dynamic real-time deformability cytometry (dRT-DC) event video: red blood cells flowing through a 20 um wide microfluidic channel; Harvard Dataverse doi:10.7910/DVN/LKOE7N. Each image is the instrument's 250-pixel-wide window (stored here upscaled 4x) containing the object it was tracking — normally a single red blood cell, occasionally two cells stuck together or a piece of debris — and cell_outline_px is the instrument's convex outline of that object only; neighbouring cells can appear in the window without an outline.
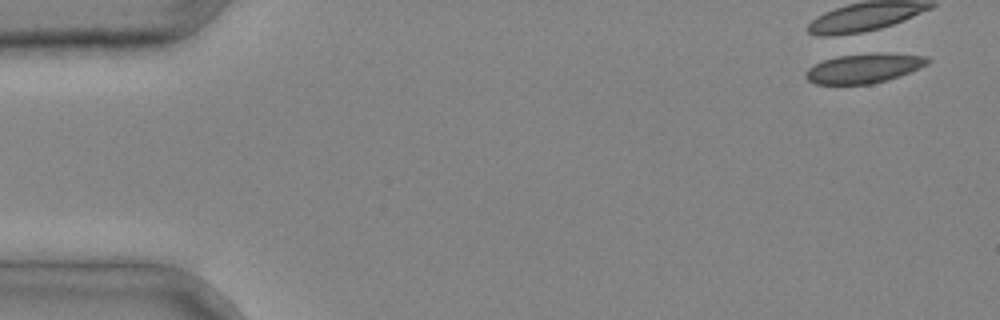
{"species": "common noctule bat (a hibernating species)", "species_latin": "Nyctalus noctula", "temperature_condition": "cold", "stored_images_in_passage": 4, "camera_frame_rate_fps": 3000, "um_per_image_px": 0.085, "animal": {"sex": "male", "body_mass_g": 20.4}, "frame": {"image": 1, "passage_image": 1, "time_ms": 0.0, "image_size_px": [1000, 320], "cell_outline_px": [[932, 60], [928, 64], [920, 68], [900, 76], [872, 84], [816, 84], [808, 80], [804, 76], [808, 68], [824, 60], [836, 56], [876, 52], [888, 52], [924, 56]], "centroid_in_image_um": [73.47, 5.79], "position_along_channel_um": 11.5, "area_um2": 21.15}}